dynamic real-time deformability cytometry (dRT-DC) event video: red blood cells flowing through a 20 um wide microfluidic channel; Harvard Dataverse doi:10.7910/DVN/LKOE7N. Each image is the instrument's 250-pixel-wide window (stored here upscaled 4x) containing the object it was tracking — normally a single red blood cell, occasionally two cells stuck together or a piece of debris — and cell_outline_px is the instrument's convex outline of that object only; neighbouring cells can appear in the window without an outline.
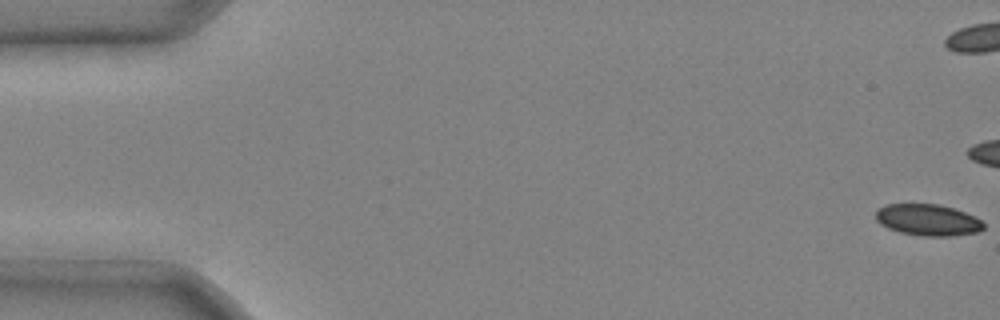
{"species": "common noctule bat (a hibernating species)", "species_latin": "Nyctalus noctula", "temperature_condition": "cold", "stored_images_in_passage": 4, "camera_frame_rate_fps": 3000, "um_per_image_px": 0.085, "animal": {"sex": "male", "body_mass_g": 20.4}, "frame": {"image": 1, "passage_image": 1, "time_ms": 0.0, "image_size_px": [1000, 320], "cell_outline_px": [[984, 228], [980, 232], [952, 236], [920, 236], [900, 232], [888, 228], [880, 224], [876, 220], [876, 212], [880, 208], [888, 204], [936, 204], [952, 208], [976, 216], [984, 224]], "centroid_in_image_um": [78.89, 18.71], "position_along_channel_um": 6.1, "area_um2": 19.77}}